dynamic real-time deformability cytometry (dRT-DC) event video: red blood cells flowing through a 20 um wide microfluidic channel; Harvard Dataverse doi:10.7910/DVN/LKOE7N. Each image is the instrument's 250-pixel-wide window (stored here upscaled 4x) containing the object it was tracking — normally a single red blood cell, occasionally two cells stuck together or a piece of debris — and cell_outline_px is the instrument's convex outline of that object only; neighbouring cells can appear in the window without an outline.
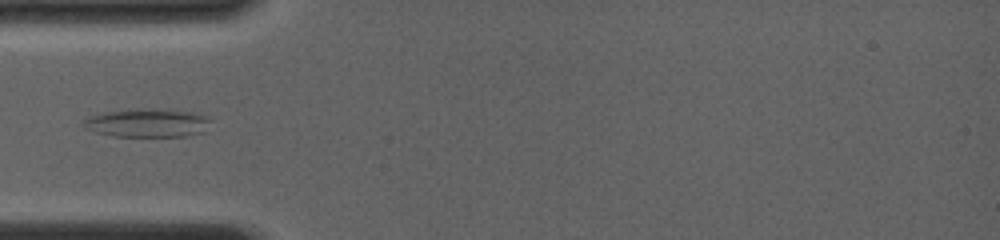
{"species": "common noctule bat (a hibernating species)", "species_latin": "Nyctalus noctula", "temperature_condition": "room temperature", "stored_images_in_passage": 2, "camera_frame_rate_fps": 4000, "um_per_image_px": 0.085, "animal": {"sex": "female", "body_mass_g": 19.0, "forearm_length_mm": 56.7}, "frame": {"image": 1, "passage_image": 1, "time_ms": 0.0, "image_size_px": [1000, 240], "cell_outline_px": [[212, 120], [204, 132], [184, 136], [116, 136], [96, 132], [84, 128], [80, 124], [88, 116], [104, 112], [136, 108], [192, 112], [208, 116]], "centroid_in_image_um": [12.51, 10.45], "position_along_channel_um": 72.5, "area_um2": 21.1}}